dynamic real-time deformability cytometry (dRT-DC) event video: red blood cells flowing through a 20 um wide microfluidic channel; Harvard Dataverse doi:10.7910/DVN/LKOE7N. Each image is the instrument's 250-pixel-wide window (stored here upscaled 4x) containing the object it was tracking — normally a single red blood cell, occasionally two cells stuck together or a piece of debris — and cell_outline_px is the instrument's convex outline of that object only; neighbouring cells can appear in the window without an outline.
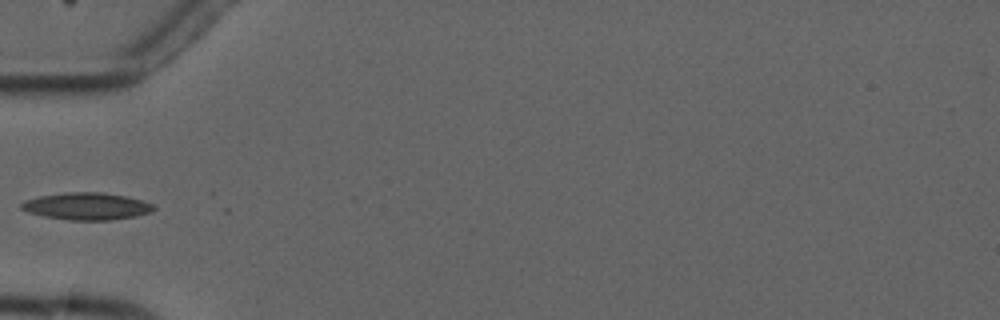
{"species": "common noctule bat (a hibernating species)", "species_latin": "Nyctalus noctula", "temperature_condition": "cold", "stored_images_in_passage": 5, "camera_frame_rate_fps": 3000, "um_per_image_px": 0.085, "animal": {"sex": "male", "forearm_length_mm": 52.5}, "frame": {"image": 1, "passage_image": 5, "time_ms": 5.333, "image_size_px": [1000, 320], "cell_outline_px": [[156, 208], [152, 212], [136, 216], [112, 220], [68, 220], [44, 216], [28, 212], [20, 208], [20, 204], [24, 200], [40, 196], [64, 192], [104, 192], [124, 196], [140, 200], [152, 204]], "centroid_in_image_um": [7.36, 17.53], "position_along_channel_um": 77.6, "area_um2": 20.98}}